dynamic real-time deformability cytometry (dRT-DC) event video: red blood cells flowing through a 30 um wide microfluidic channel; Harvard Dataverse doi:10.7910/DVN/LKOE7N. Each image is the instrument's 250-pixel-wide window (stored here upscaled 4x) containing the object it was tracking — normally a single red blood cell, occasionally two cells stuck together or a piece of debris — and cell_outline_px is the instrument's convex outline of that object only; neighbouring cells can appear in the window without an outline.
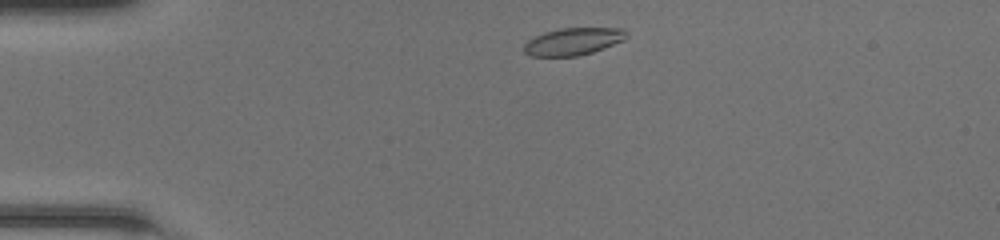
{"species": "common noctule bat (a hibernating species)", "species_latin": "Nyctalus noctula", "temperature_condition": "room temperature", "stored_images_in_passage": 40, "camera_frame_rate_fps": 3000, "um_per_image_px": 0.085, "animal": {"sex": "female", "body_mass_g": 20.0, "forearm_length_mm": 54.0}, "frame": {"image": 1, "passage_image": 2, "time_ms": 0.333, "image_size_px": [1000, 240], "cell_outline_px": [[628, 36], [624, 40], [592, 52], [576, 56], [532, 56], [524, 52], [524, 44], [528, 40], [544, 32], [560, 28], [624, 28], [628, 32]], "centroid_in_image_um": [48.74, 3.51], "position_along_channel_um": 36.3, "area_um2": 16.24}}
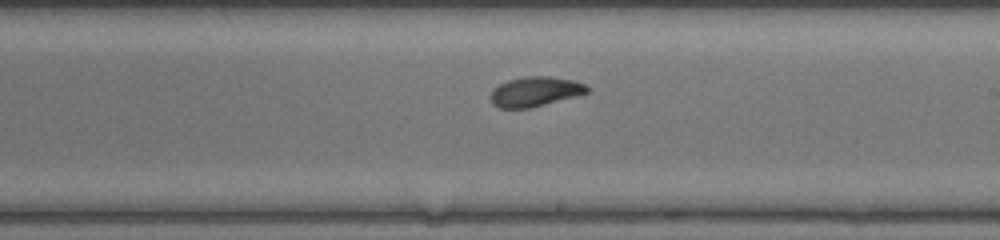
{"frame": {"image": 2, "passage_image": 20, "time_ms": 6.333, "image_size_px": [1000, 240], "cell_outline_px": [[588, 92], [576, 96], [528, 108], [500, 108], [492, 104], [492, 88], [508, 80], [524, 76], [548, 76], [576, 80], [584, 84], [588, 88]], "centroid_in_image_um": [45.48, 7.77], "position_along_channel_um": 243.5, "area_um2": 16.59}}
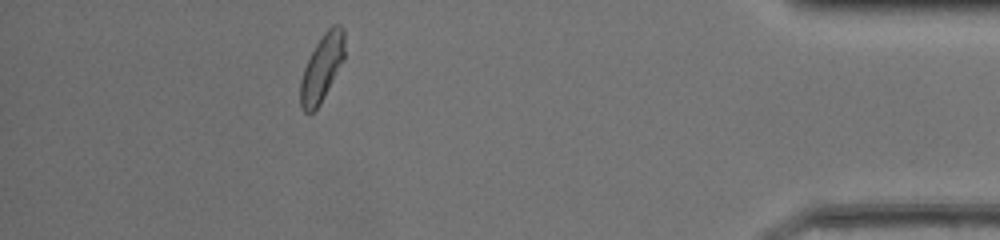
{"frame": {"image": 3, "passage_image": 35, "time_ms": 11.333, "image_size_px": [1000, 240], "cell_outline_px": [[344, 60], [320, 104], [312, 112], [304, 112], [300, 104], [300, 80], [304, 68], [316, 44], [324, 32], [332, 24], [340, 24], [344, 28]], "centroid_in_image_um": [27.37, 5.75], "position_along_channel_um": 407.8, "area_um2": 17.11}, "authors_computed_cell_mechanics": {"area_um2": 17.1955, "velocity_mm_per_s": 4.2522, "shape_relaxation_time_tau1_ms": 3.6888, "shape_relaxation_time_tau2_ms": 1.362, "deformation_change_tau1": 0.1401, "deformation_change_tau2": 0.0642}}